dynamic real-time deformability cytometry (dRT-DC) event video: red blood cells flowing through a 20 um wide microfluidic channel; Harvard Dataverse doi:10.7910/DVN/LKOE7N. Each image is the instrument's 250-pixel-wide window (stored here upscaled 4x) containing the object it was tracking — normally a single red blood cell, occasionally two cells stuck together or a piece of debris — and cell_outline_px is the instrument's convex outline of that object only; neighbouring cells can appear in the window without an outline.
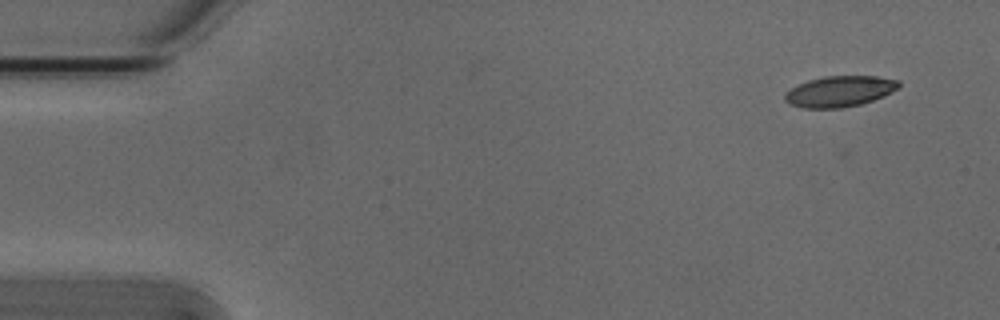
{"species": "Egyptian fruit bat (a non-hibernating species)", "species_latin": "Rousettus aegyptiacus", "temperature_condition": "cold", "stored_images_in_passage": 5, "camera_frame_rate_fps": 3000, "um_per_image_px": 0.085, "animal": {"sex": "male"}, "frame": {"image": 1, "passage_image": 1, "time_ms": 0.0, "image_size_px": [1000, 320], "cell_outline_px": [[900, 88], [884, 96], [860, 104], [840, 108], [804, 108], [788, 104], [784, 100], [784, 92], [808, 80], [824, 76], [876, 76], [900, 80]], "centroid_in_image_um": [71.38, 7.76], "position_along_channel_um": 13.6, "area_um2": 20.58}}
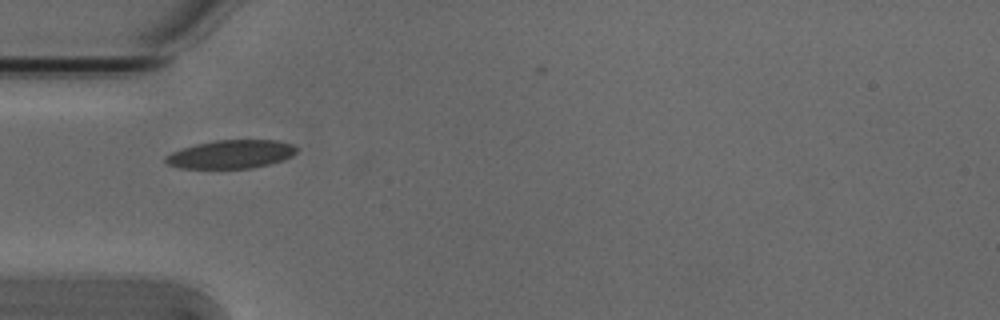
{"frame": {"image": 2, "passage_image": 4, "time_ms": 1.0, "image_size_px": [1000, 320], "cell_outline_px": [[296, 152], [292, 156], [268, 164], [252, 168], [180, 168], [164, 164], [164, 156], [172, 152], [196, 144], [216, 140], [280, 140], [292, 144], [296, 148]], "centroid_in_image_um": [19.6, 13.11], "position_along_channel_um": 65.4, "area_um2": 21.62}}